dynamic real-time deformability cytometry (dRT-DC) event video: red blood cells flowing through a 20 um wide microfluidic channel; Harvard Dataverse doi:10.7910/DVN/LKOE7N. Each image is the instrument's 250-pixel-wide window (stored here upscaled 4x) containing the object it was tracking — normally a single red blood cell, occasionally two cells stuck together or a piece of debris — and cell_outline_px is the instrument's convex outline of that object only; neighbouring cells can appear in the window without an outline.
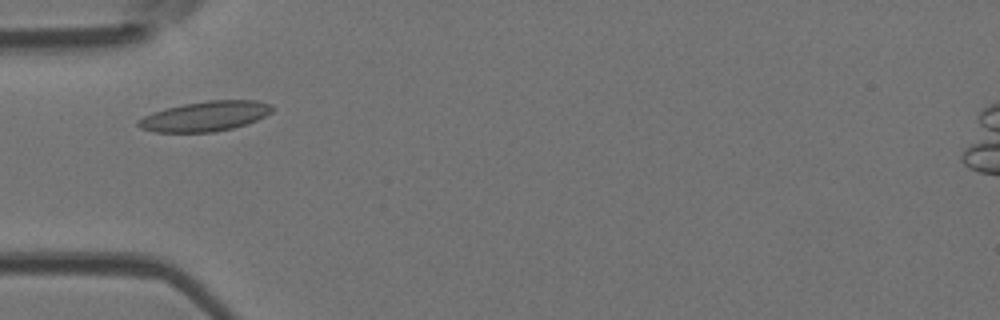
{"species": "Egyptian fruit bat (a non-hibernating species)", "species_latin": "Rousettus aegyptiacus", "temperature_condition": "room temperature", "stored_images_in_passage": 36, "camera_frame_rate_fps": 3000, "um_per_image_px": 0.085, "animal": {"sex": "female"}, "frame": {"image": 1, "passage_image": 2, "time_ms": 0.333, "image_size_px": [1000, 320], "cell_outline_px": [[272, 112], [248, 124], [232, 128], [212, 132], [152, 132], [140, 128], [136, 124], [136, 120], [152, 112], [184, 104], [208, 100], [256, 100], [272, 104]], "centroid_in_image_um": [17.43, 9.88], "position_along_channel_um": 67.6, "area_um2": 23.41}}
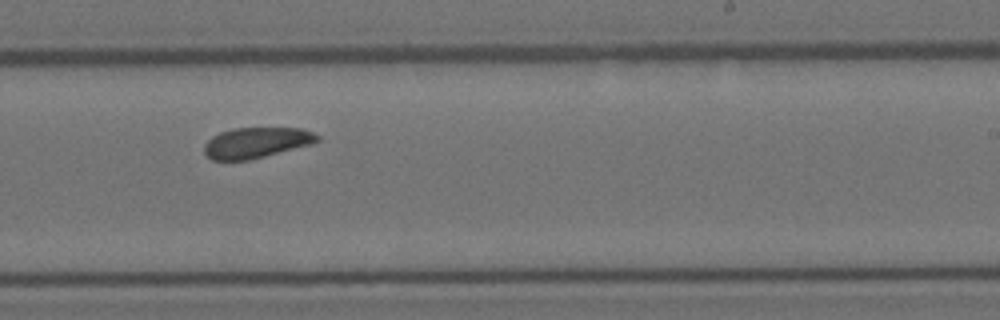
{"frame": {"image": 2, "passage_image": 17, "time_ms": 5.333, "image_size_px": [1000, 320], "cell_outline_px": [[320, 140], [312, 144], [248, 160], [212, 160], [204, 152], [204, 144], [212, 136], [220, 132], [232, 128], [304, 128], [320, 136]], "centroid_in_image_um": [21.79, 12.11], "position_along_channel_um": 267.2, "area_um2": 20.17}}
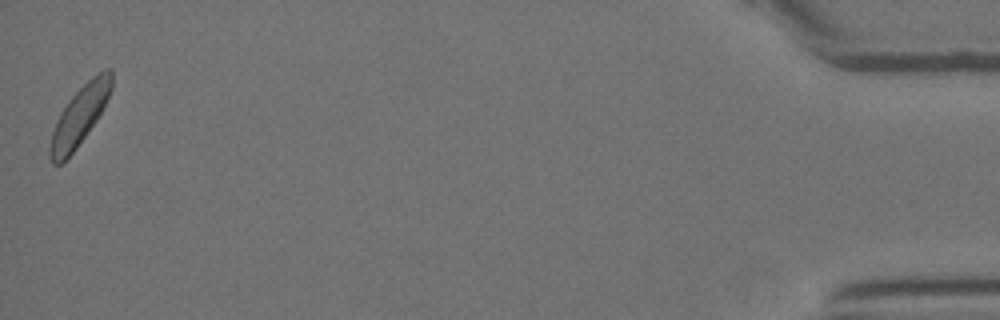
{"frame": {"image": 3, "passage_image": 36, "time_ms": 11.667, "image_size_px": [1000, 320], "cell_outline_px": [[112, 88], [104, 108], [96, 120], [76, 148], [60, 164], [52, 164], [48, 156], [48, 148], [52, 132], [56, 120], [60, 112], [68, 100], [92, 76], [104, 68], [112, 68]], "centroid_in_image_um": [6.76, 9.82], "position_along_channel_um": 428.4, "area_um2": 21.15}, "authors_computed_cell_mechanics": {"area_um2": 20.8658, "velocity_mm_per_s": 3.9981, "shape_relaxation_time_tau1_ms": 2.3158, "shape_relaxation_time_tau2_ms": 9.4112, "deformation_change_tau1": 0.0658, "deformation_change_tau2": 0.1542}}